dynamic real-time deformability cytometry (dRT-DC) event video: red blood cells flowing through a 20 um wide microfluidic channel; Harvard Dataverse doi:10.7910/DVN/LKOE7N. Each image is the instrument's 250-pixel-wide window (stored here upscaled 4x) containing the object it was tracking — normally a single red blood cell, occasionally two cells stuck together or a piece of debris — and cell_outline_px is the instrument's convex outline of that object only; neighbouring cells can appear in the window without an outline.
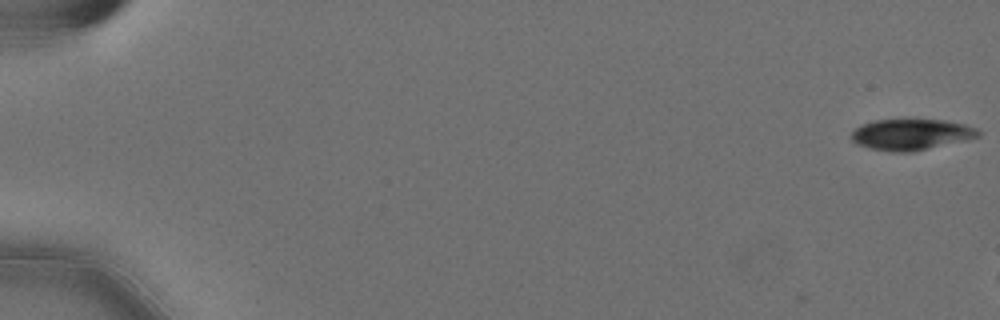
{"species": "Egyptian fruit bat (a non-hibernating species)", "species_latin": "Rousettus aegyptiacus", "temperature_condition": "cold", "stored_images_in_passage": 3, "camera_frame_rate_fps": 3000, "um_per_image_px": 0.085, "animal": {"sex": "female"}, "frame": {"image": 1, "passage_image": 1, "time_ms": 0.0, "image_size_px": [1000, 320], "cell_outline_px": [[980, 136], [964, 140], [912, 152], [892, 152], [872, 148], [856, 144], [848, 136], [856, 128], [864, 124], [876, 120], [944, 120], [964, 124], [976, 128], [980, 132]], "centroid_in_image_um": [77.43, 11.43], "position_along_channel_um": 7.6, "area_um2": 22.66}}